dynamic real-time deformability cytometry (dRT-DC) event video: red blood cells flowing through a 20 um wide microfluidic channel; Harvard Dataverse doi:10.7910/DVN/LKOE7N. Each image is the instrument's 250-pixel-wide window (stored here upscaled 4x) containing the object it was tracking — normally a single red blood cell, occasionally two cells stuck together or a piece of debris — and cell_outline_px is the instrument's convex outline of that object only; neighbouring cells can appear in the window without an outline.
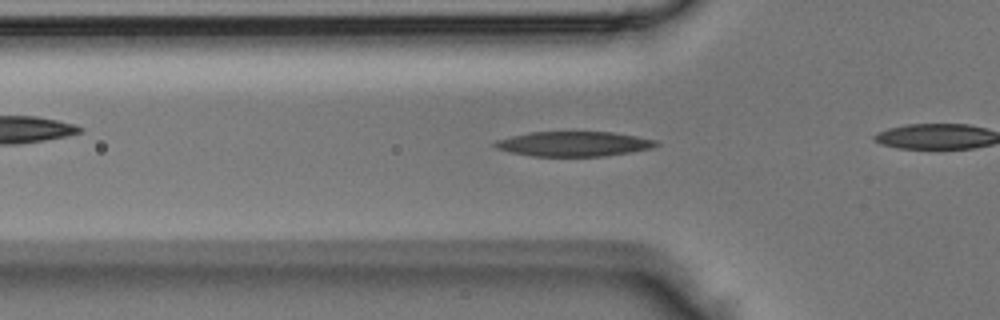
{"species": "Egyptian fruit bat (a non-hibernating species)", "species_latin": "Rousettus aegyptiacus", "temperature_condition": "room temperature", "stored_images_in_passage": 7, "camera_frame_rate_fps": 3000, "um_per_image_px": 0.085, "animal": {"sex": "male"}, "frame": {"image": 1, "passage_image": 4, "time_ms": 1.0, "image_size_px": [1000, 320], "cell_outline_px": [[660, 144], [652, 148], [604, 156], [532, 156], [512, 152], [496, 148], [492, 144], [496, 140], [512, 136], [532, 132], [612, 132], [636, 136], [656, 140]], "centroid_in_image_um": [48.77, 12.23], "position_along_channel_um": 77.0, "area_um2": 23.12}}